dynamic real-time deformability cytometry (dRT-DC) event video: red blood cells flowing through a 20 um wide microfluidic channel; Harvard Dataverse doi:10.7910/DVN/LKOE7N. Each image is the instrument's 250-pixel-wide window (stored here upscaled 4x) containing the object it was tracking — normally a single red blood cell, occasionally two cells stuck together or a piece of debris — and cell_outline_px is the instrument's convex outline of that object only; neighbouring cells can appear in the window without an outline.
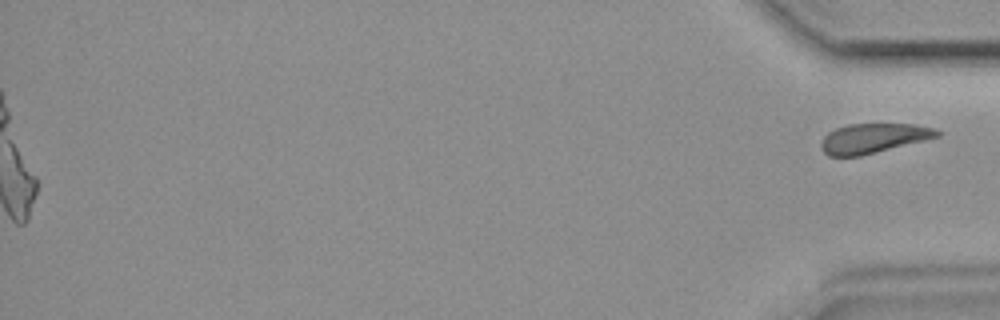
{"species": "common noctule bat (a hibernating species)", "species_latin": "Nyctalus noctula", "temperature_condition": "room temperature", "stored_images_in_passage": 46, "camera_frame_rate_fps": 3000, "um_per_image_px": 0.085, "animal": {"sex": "female", "body_mass_g": 19.9}, "frame": {"image": 1, "passage_image": 46, "time_ms": 15.0, "image_size_px": [1000, 320], "cell_outline_px": [[940, 136], [860, 156], [828, 156], [820, 148], [820, 144], [824, 136], [828, 132], [836, 128], [848, 124], [912, 124], [936, 128], [940, 132]], "centroid_in_image_um": [74.2, 11.75], "position_along_channel_um": 361.0, "area_um2": 19.94}}